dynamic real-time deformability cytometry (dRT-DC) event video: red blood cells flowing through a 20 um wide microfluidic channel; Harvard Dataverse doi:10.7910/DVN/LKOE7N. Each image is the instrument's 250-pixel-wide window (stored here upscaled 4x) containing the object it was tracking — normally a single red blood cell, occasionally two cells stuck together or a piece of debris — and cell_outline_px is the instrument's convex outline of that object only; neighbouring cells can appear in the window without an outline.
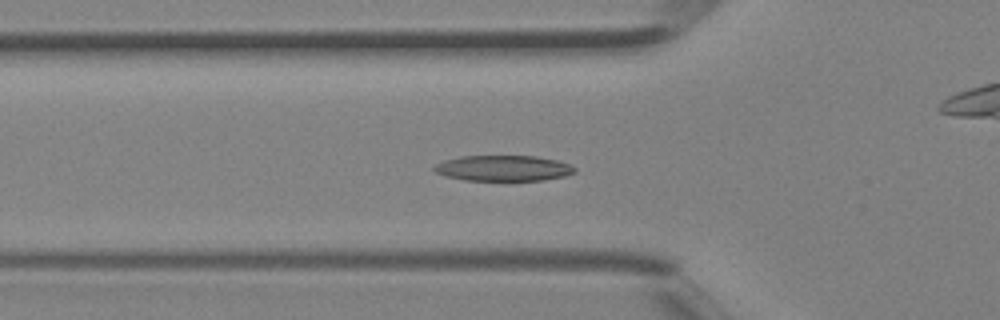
{"species": "Egyptian fruit bat (a non-hibernating species)", "species_latin": "Rousettus aegyptiacus", "temperature_condition": "room temperature", "stored_images_in_passage": 42, "camera_frame_rate_fps": 3000, "um_per_image_px": 0.085, "animal": {"sex": "female"}, "frame": {"image": 1, "passage_image": 14, "time_ms": 4.333, "image_size_px": [1000, 320], "cell_outline_px": [[576, 172], [564, 176], [544, 180], [464, 180], [448, 176], [436, 172], [432, 168], [436, 164], [444, 160], [460, 156], [536, 156], [556, 160], [572, 164], [576, 168]], "centroid_in_image_um": [42.82, 14.29], "position_along_channel_um": 83.0, "area_um2": 20.98}}
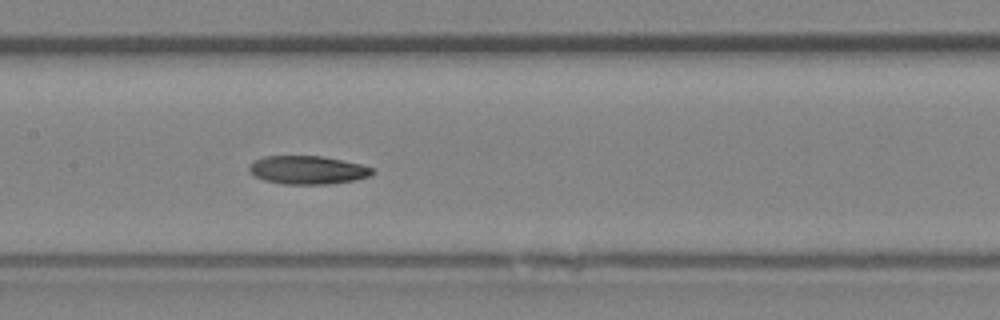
{"frame": {"image": 2, "passage_image": 20, "time_ms": 6.333, "image_size_px": [1000, 320], "cell_outline_px": [[376, 172], [368, 176], [356, 180], [328, 184], [280, 184], [264, 180], [256, 176], [248, 168], [248, 164], [264, 156], [320, 156], [360, 164], [372, 168]], "centroid_in_image_um": [26.14, 14.45], "position_along_channel_um": 181.3, "area_um2": 20.23}}
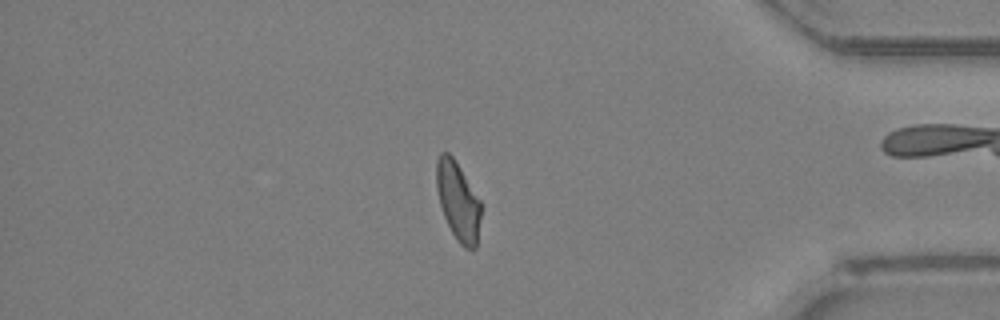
{"frame": {"image": 3, "passage_image": 35, "time_ms": 11.333, "image_size_px": [1000, 320], "cell_outline_px": [[480, 220], [476, 248], [464, 248], [456, 240], [444, 216], [440, 204], [436, 188], [436, 160], [440, 152], [448, 152], [452, 156], [460, 168], [480, 200]], "centroid_in_image_um": [38.91, 17.08], "position_along_channel_um": 396.3, "area_um2": 20.17}}